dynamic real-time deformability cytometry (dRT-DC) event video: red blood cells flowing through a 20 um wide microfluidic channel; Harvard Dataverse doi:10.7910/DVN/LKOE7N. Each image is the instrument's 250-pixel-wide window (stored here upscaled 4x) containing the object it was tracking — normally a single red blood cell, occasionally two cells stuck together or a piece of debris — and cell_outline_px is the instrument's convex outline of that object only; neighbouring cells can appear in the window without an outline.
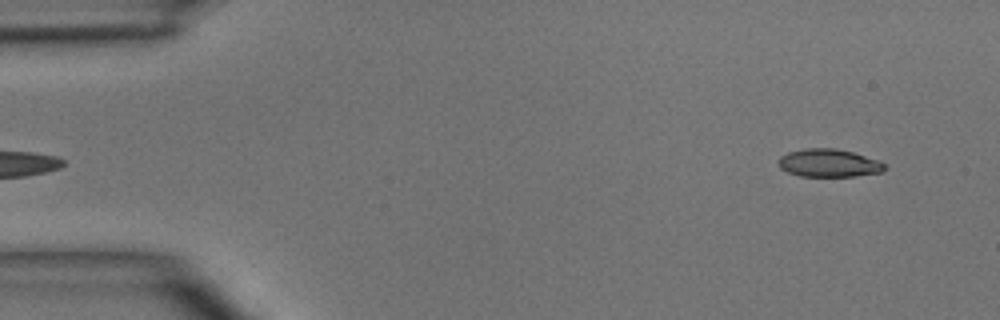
{"species": "common noctule bat (a hibernating species)", "species_latin": "Nyctalus noctula", "temperature_condition": "room temperature", "stored_images_in_passage": 5, "camera_frame_rate_fps": 3000, "um_per_image_px": 0.085, "animal": {"sex": "male", "body_mass_g": 15.6}, "frame": {"image": 1, "passage_image": 1, "time_ms": 0.0, "image_size_px": [1000, 320], "cell_outline_px": [[888, 168], [880, 172], [856, 176], [800, 176], [788, 172], [780, 168], [776, 164], [780, 156], [788, 152], [804, 148], [836, 148], [852, 152], [876, 160], [884, 164]], "centroid_in_image_um": [70.4, 13.85], "position_along_channel_um": 14.6, "area_um2": 17.28}}
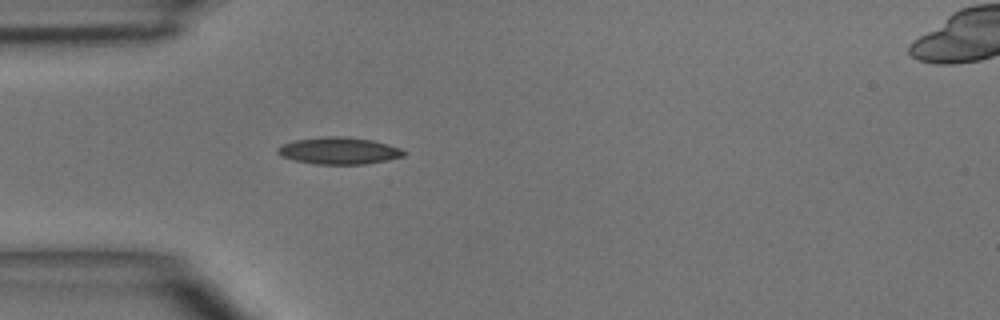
{"frame": {"image": 2, "passage_image": 4, "time_ms": 3.333, "image_size_px": [1000, 320], "cell_outline_px": [[408, 152], [404, 156], [388, 160], [364, 164], [316, 164], [296, 160], [280, 156], [276, 152], [276, 148], [280, 144], [296, 140], [324, 136], [344, 136], [372, 140], [388, 144], [400, 148]], "centroid_in_image_um": [28.81, 12.81], "position_along_channel_um": 56.2, "area_um2": 19.94}}